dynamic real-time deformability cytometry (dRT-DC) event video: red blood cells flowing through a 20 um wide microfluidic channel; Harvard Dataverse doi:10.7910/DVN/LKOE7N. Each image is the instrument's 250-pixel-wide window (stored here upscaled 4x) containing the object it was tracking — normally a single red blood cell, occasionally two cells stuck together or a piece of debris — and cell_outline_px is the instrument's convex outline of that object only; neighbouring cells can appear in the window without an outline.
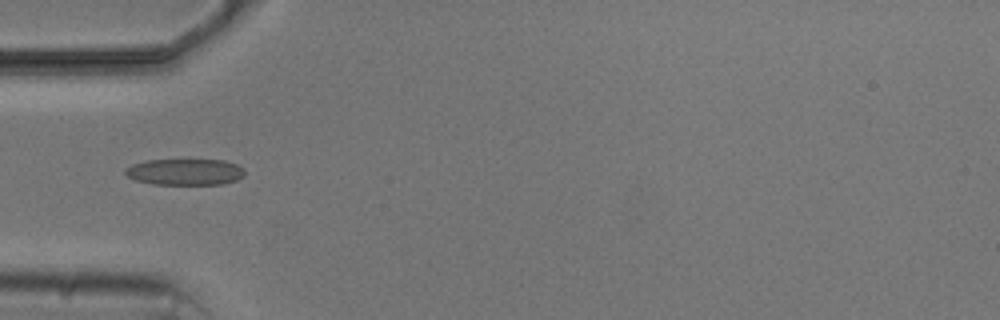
{"species": "common noctule bat (a hibernating species)", "species_latin": "Nyctalus noctula", "temperature_condition": "cold", "stored_images_in_passage": 6, "camera_frame_rate_fps": 3000, "um_per_image_px": 0.085, "animal": {"sex": "male", "body_mass_g": 20.5, "forearm_length_mm": 52.5}, "frame": {"image": 1, "passage_image": 4, "time_ms": 3.667, "image_size_px": [1000, 320], "cell_outline_px": [[244, 176], [236, 180], [220, 184], [152, 184], [136, 180], [128, 176], [124, 172], [124, 168], [132, 164], [148, 160], [224, 160], [236, 164], [244, 168]], "centroid_in_image_um": [15.72, 14.61], "position_along_channel_um": 69.3, "area_um2": 18.26}}
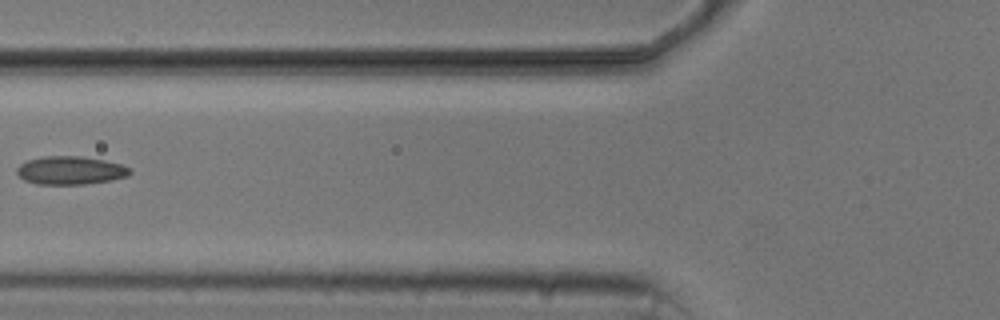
{"frame": {"image": 2, "passage_image": 5, "time_ms": 5.0, "image_size_px": [1000, 320], "cell_outline_px": [[132, 172], [128, 176], [112, 180], [84, 184], [36, 184], [24, 180], [16, 172], [16, 168], [20, 164], [28, 160], [40, 156], [80, 156], [104, 160], [120, 164], [132, 168]], "centroid_in_image_um": [5.99, 14.48], "position_along_channel_um": 119.8, "area_um2": 18.73}}
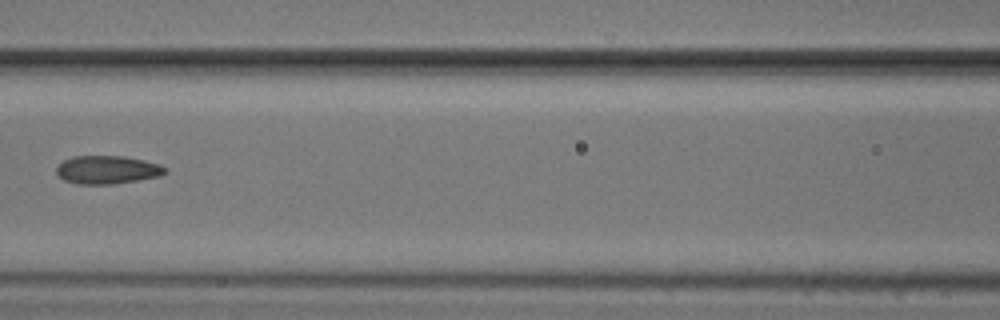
{"frame": {"image": 3, "passage_image": 6, "time_ms": 6.0, "image_size_px": [1000, 320], "cell_outline_px": [[168, 172], [160, 176], [112, 184], [76, 184], [64, 180], [56, 172], [56, 168], [64, 160], [72, 156], [124, 156], [144, 160], [160, 164], [168, 168]], "centroid_in_image_um": [9.15, 14.43], "position_along_channel_um": 157.5, "area_um2": 17.92}}